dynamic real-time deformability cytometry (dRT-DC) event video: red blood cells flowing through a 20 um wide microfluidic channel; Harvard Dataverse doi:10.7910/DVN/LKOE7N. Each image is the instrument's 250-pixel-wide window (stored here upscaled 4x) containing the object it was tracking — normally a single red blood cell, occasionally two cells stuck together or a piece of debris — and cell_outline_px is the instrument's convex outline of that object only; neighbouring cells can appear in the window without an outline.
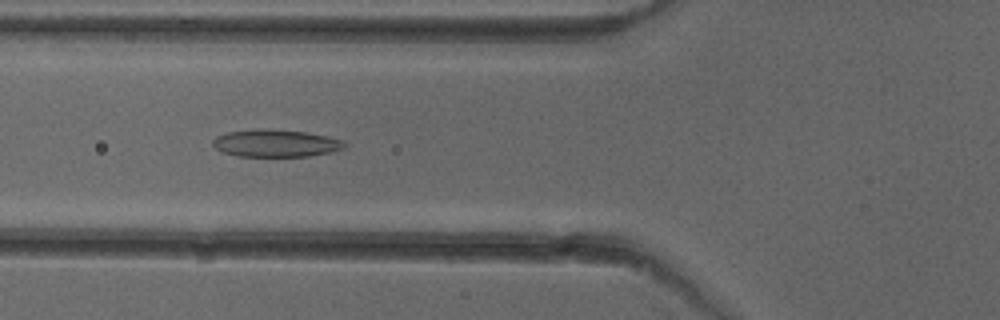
{"species": "common noctule bat (a hibernating species)", "species_latin": "Nyctalus noctula", "temperature_condition": "cold", "stored_images_in_passage": 38, "camera_frame_rate_fps": 3000, "um_per_image_px": 0.085, "animal": {"sex": "female"}, "frame": {"image": 1, "passage_image": 6, "time_ms": 1.667, "image_size_px": [1000, 320], "cell_outline_px": [[348, 144], [344, 148], [332, 152], [308, 156], [236, 156], [224, 152], [216, 148], [212, 144], [212, 140], [216, 136], [228, 132], [252, 128], [260, 128], [308, 132], [328, 136], [344, 140]], "centroid_in_image_um": [23.46, 12.16], "position_along_channel_um": 102.3, "area_um2": 21.27}}
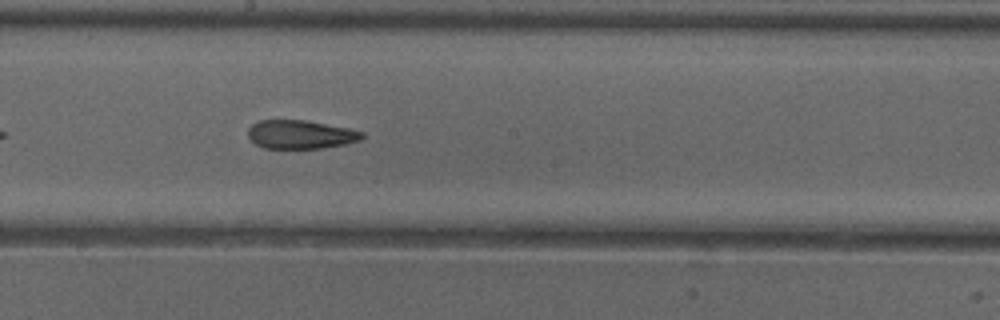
{"frame": {"image": 2, "passage_image": 15, "time_ms": 4.667, "image_size_px": [1000, 320], "cell_outline_px": [[364, 136], [360, 140], [344, 144], [320, 148], [264, 148], [256, 144], [248, 136], [248, 128], [252, 124], [260, 120], [304, 120], [348, 128], [364, 132]], "centroid_in_image_um": [25.53, 11.42], "position_along_channel_um": 222.7, "area_um2": 18.84}}
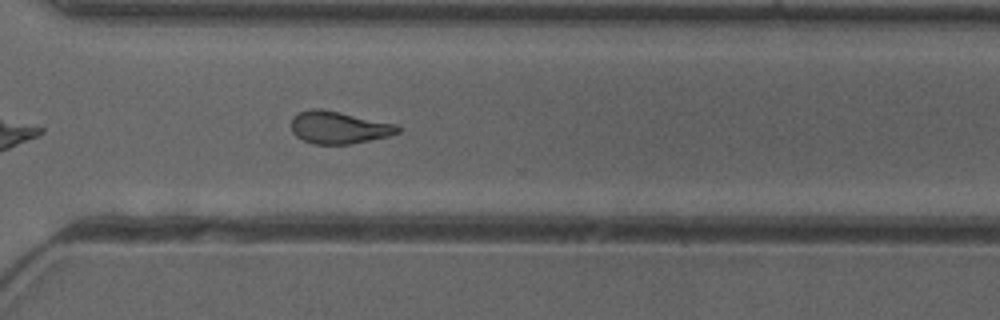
{"frame": {"image": 3, "passage_image": 24, "time_ms": 7.667, "image_size_px": [1000, 320], "cell_outline_px": [[404, 128], [400, 132], [388, 136], [352, 144], [312, 144], [296, 136], [292, 132], [292, 116], [300, 112], [312, 108], [320, 108], [340, 112], [396, 124]], "centroid_in_image_um": [28.81, 10.84], "position_along_channel_um": 341.8, "area_um2": 20.17}, "authors_computed_cell_mechanics": {"area_um2": 20.23, "velocity_mm_per_s": 3.992, "shape_relaxation_time_tau1_ms": null, "shape_relaxation_time_tau2_ms": 3.049, "deformation_change_tau1": null, "deformation_change_tau2": 0.1224}}